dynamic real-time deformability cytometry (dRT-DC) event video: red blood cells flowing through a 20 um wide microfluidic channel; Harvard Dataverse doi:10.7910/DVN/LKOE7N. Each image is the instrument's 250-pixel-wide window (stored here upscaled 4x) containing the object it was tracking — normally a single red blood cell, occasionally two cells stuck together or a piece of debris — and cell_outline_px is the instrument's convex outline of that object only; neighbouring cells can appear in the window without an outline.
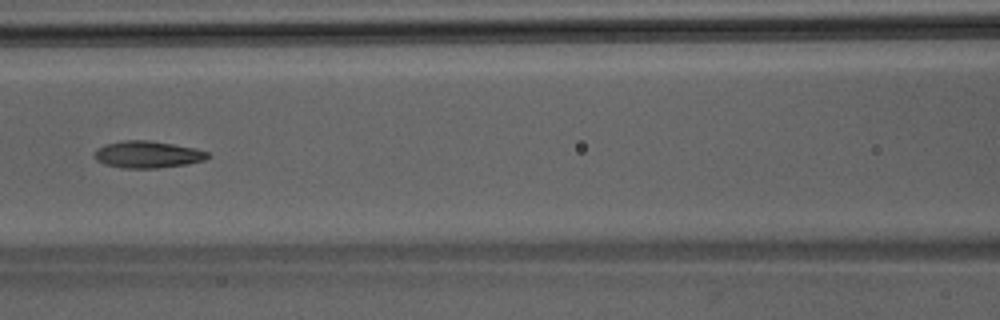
{"species": "Egyptian fruit bat (a non-hibernating species)", "species_latin": "Rousettus aegyptiacus", "temperature_condition": "room temperature", "stored_images_in_passage": 7, "camera_frame_rate_fps": 3000, "um_per_image_px": 0.085, "animal": {"sex": "male"}, "frame": {"image": 1, "passage_image": 7, "time_ms": 2.0, "image_size_px": [1000, 320], "cell_outline_px": [[208, 156], [204, 160], [188, 164], [156, 168], [120, 168], [104, 164], [96, 160], [92, 156], [104, 144], [124, 140], [144, 140], [172, 144], [196, 148], [208, 152]], "centroid_in_image_um": [12.52, 13.14], "position_along_channel_um": 154.1, "area_um2": 17.69}}